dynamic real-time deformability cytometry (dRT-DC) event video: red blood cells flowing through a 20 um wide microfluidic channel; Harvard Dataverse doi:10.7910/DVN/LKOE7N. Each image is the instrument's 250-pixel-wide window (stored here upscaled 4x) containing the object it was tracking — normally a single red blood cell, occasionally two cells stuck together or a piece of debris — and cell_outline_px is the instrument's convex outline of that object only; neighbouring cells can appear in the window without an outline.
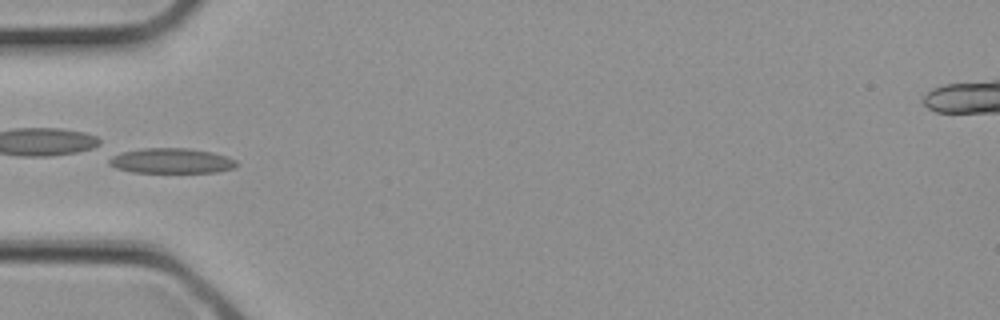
{"species": "common noctule bat (a hibernating species)", "species_latin": "Nyctalus noctula", "temperature_condition": "cold", "stored_images_in_passage": 3, "camera_frame_rate_fps": 3000, "um_per_image_px": 0.085, "animal": {"sex": "female", "body_mass_g": 21.9}, "frame": {"image": 1, "passage_image": 3, "time_ms": 0.667, "image_size_px": [1000, 320], "cell_outline_px": [[240, 164], [236, 168], [216, 172], [132, 172], [116, 168], [108, 164], [108, 152], [144, 148], [188, 148], [212, 152], [236, 160]], "centroid_in_image_um": [14.46, 13.65], "position_along_channel_um": 70.5, "area_um2": 19.19}}